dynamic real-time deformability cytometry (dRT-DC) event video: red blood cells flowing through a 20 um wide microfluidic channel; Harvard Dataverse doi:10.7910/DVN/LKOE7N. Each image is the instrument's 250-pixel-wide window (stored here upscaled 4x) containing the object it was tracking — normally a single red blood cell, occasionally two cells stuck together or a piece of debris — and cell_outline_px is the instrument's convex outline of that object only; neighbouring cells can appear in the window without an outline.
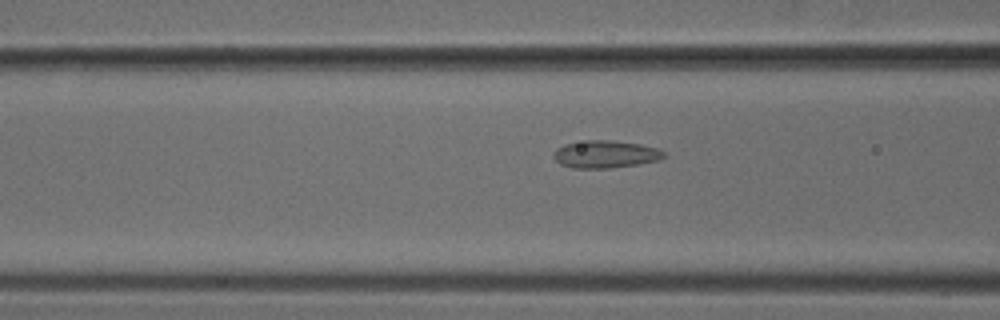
{"species": "common noctule bat (a hibernating species)", "species_latin": "Nyctalus noctula", "temperature_condition": "cold", "stored_images_in_passage": 41, "camera_frame_rate_fps": 3000, "um_per_image_px": 0.085, "animal": {"sex": "male", "body_mass_g": 18.8}, "frame": {"image": 1, "passage_image": 10, "time_ms": 3.0, "image_size_px": [1000, 320], "cell_outline_px": [[668, 156], [660, 160], [636, 164], [608, 168], [572, 168], [560, 164], [552, 156], [552, 152], [556, 148], [564, 144], [588, 140], [608, 140], [640, 144], [660, 148]], "centroid_in_image_um": [51.46, 13.11], "position_along_channel_um": 115.1, "area_um2": 17.8}}
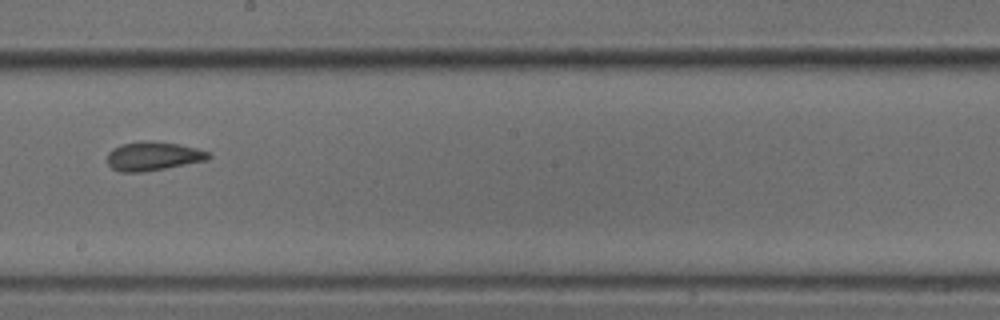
{"frame": {"image": 2, "passage_image": 19, "time_ms": 6.0, "image_size_px": [1000, 320], "cell_outline_px": [[212, 156], [208, 160], [144, 172], [120, 172], [112, 168], [108, 164], [108, 152], [112, 148], [120, 144], [144, 140], [176, 144], [196, 148], [208, 152]], "centroid_in_image_um": [12.99, 13.27], "position_along_channel_um": 235.2, "area_um2": 16.99}}
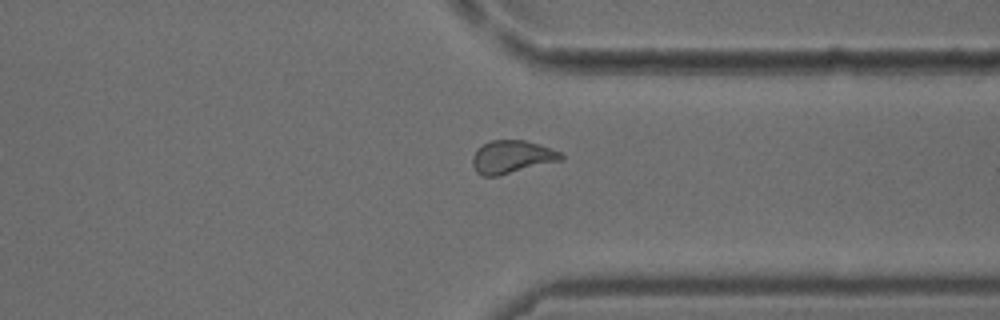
{"frame": {"image": 3, "passage_image": 29, "time_ms": 9.333, "image_size_px": [1000, 320], "cell_outline_px": [[564, 160], [500, 176], [480, 176], [476, 172], [472, 164], [472, 156], [476, 148], [492, 140], [524, 140], [540, 144], [560, 152], [564, 156]], "centroid_in_image_um": [43.51, 13.35], "position_along_channel_um": 367.9, "area_um2": 17.34}}